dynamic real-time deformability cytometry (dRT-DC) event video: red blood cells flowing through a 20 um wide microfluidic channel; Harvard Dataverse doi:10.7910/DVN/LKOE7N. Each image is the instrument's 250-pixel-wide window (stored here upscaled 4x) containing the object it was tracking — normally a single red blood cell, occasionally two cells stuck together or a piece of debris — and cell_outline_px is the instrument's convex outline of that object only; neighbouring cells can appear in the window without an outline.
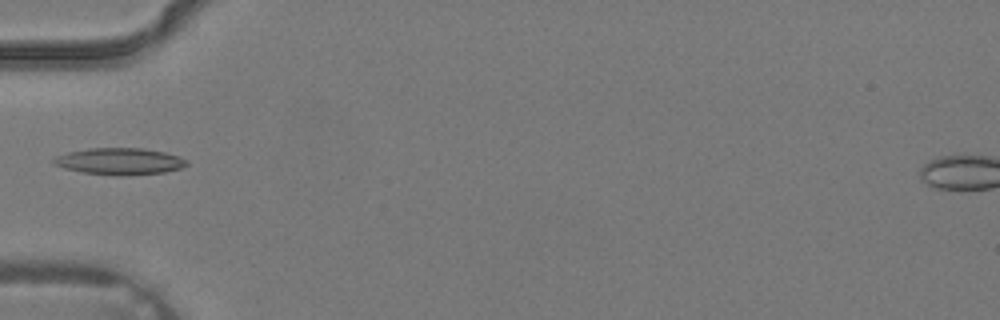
{"species": "common noctule bat (a hibernating species)", "species_latin": "Nyctalus noctula", "temperature_condition": "warm", "stored_images_in_passage": 1, "camera_frame_rate_fps": 3000, "um_per_image_px": 0.085, "animal": {"sex": "male", "body_mass_g": 19.2, "forearm_length_mm": 51.8}, "frame": {"image": 1, "passage_image": 1, "time_ms": 0.0, "image_size_px": [1000, 320], "cell_outline_px": [[188, 164], [180, 168], [164, 172], [120, 176], [84, 172], [64, 168], [52, 164], [52, 160], [56, 156], [68, 152], [88, 148], [144, 148], [164, 152], [176, 156], [184, 160]], "centroid_in_image_um": [10.11, 13.71], "position_along_channel_um": 74.9, "area_um2": 20.46}}